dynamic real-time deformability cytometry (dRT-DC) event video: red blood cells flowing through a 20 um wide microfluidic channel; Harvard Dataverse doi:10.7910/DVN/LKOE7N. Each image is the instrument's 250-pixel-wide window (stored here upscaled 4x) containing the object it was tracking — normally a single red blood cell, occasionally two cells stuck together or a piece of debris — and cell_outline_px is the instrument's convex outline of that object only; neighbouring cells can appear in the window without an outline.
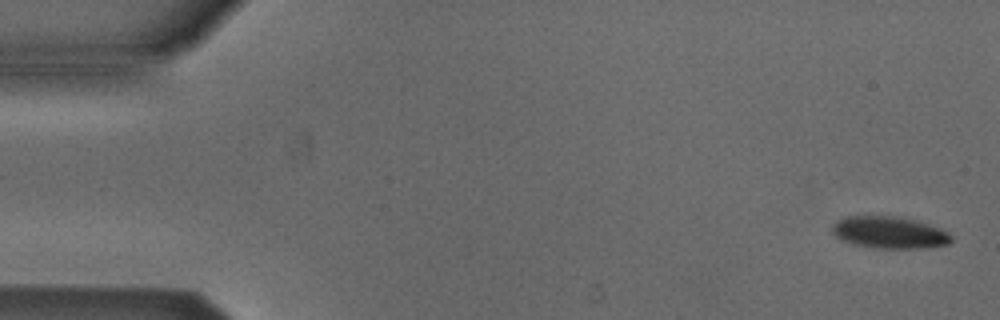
{"species": "Egyptian fruit bat (a non-hibernating species)", "species_latin": "Rousettus aegyptiacus", "temperature_condition": "cold", "stored_images_in_passage": 5, "camera_frame_rate_fps": 3000, "um_per_image_px": 0.085, "animal": {"sex": "male"}, "frame": {"image": 1, "passage_image": 1, "time_ms": 0.0, "image_size_px": [1000, 320], "cell_outline_px": [[952, 240], [948, 244], [920, 248], [876, 248], [852, 244], [840, 240], [832, 232], [832, 224], [836, 220], [844, 216], [896, 216], [916, 220], [940, 228], [948, 232], [952, 236]], "centroid_in_image_um": [75.56, 19.75], "position_along_channel_um": 9.4, "area_um2": 22.31}}
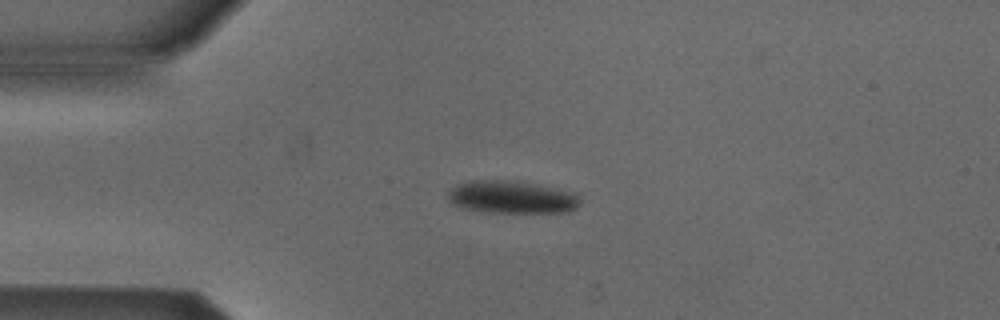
{"frame": {"image": 2, "passage_image": 4, "time_ms": 1.0, "image_size_px": [1000, 320], "cell_outline_px": [[580, 204], [576, 208], [568, 212], [488, 212], [460, 208], [452, 204], [448, 200], [448, 192], [456, 184], [468, 180], [504, 180], [536, 184], [572, 192], [580, 200]], "centroid_in_image_um": [43.44, 16.76], "position_along_channel_um": 41.6, "area_um2": 25.09}}